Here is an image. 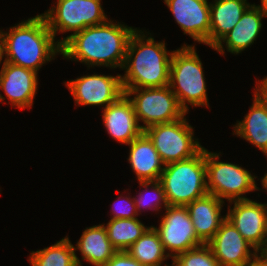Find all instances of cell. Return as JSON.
<instances>
[{
    "label": "cell",
    "mask_w": 267,
    "mask_h": 266,
    "mask_svg": "<svg viewBox=\"0 0 267 266\" xmlns=\"http://www.w3.org/2000/svg\"><path fill=\"white\" fill-rule=\"evenodd\" d=\"M135 30L112 20L86 27L59 41L61 55L65 59L85 63L88 67L122 68L130 37Z\"/></svg>",
    "instance_id": "1"
},
{
    "label": "cell",
    "mask_w": 267,
    "mask_h": 266,
    "mask_svg": "<svg viewBox=\"0 0 267 266\" xmlns=\"http://www.w3.org/2000/svg\"><path fill=\"white\" fill-rule=\"evenodd\" d=\"M136 29L131 35L121 76L123 89L158 88L169 85L173 51ZM147 37V38H146Z\"/></svg>",
    "instance_id": "2"
},
{
    "label": "cell",
    "mask_w": 267,
    "mask_h": 266,
    "mask_svg": "<svg viewBox=\"0 0 267 266\" xmlns=\"http://www.w3.org/2000/svg\"><path fill=\"white\" fill-rule=\"evenodd\" d=\"M0 36L4 43V61L37 73L46 61L61 53L59 40L55 41L42 14L10 27L9 32L0 30Z\"/></svg>",
    "instance_id": "3"
},
{
    "label": "cell",
    "mask_w": 267,
    "mask_h": 266,
    "mask_svg": "<svg viewBox=\"0 0 267 266\" xmlns=\"http://www.w3.org/2000/svg\"><path fill=\"white\" fill-rule=\"evenodd\" d=\"M159 182L169 206H186L208 194L205 148L190 159L166 164Z\"/></svg>",
    "instance_id": "4"
},
{
    "label": "cell",
    "mask_w": 267,
    "mask_h": 266,
    "mask_svg": "<svg viewBox=\"0 0 267 266\" xmlns=\"http://www.w3.org/2000/svg\"><path fill=\"white\" fill-rule=\"evenodd\" d=\"M169 86L186 113L187 103L193 107L209 106L203 66L195 46L184 44L173 51Z\"/></svg>",
    "instance_id": "5"
},
{
    "label": "cell",
    "mask_w": 267,
    "mask_h": 266,
    "mask_svg": "<svg viewBox=\"0 0 267 266\" xmlns=\"http://www.w3.org/2000/svg\"><path fill=\"white\" fill-rule=\"evenodd\" d=\"M220 153L205 149L207 190L220 200H247L245 193L259 190L255 178L248 170L239 165L219 162Z\"/></svg>",
    "instance_id": "6"
},
{
    "label": "cell",
    "mask_w": 267,
    "mask_h": 266,
    "mask_svg": "<svg viewBox=\"0 0 267 266\" xmlns=\"http://www.w3.org/2000/svg\"><path fill=\"white\" fill-rule=\"evenodd\" d=\"M193 127L185 115L173 122L156 124L144 132L152 140L163 163L183 161L197 155L204 147L193 138Z\"/></svg>",
    "instance_id": "7"
},
{
    "label": "cell",
    "mask_w": 267,
    "mask_h": 266,
    "mask_svg": "<svg viewBox=\"0 0 267 266\" xmlns=\"http://www.w3.org/2000/svg\"><path fill=\"white\" fill-rule=\"evenodd\" d=\"M132 101L141 128L176 121L186 115L170 86L158 88L123 89ZM132 95L133 98H130Z\"/></svg>",
    "instance_id": "8"
},
{
    "label": "cell",
    "mask_w": 267,
    "mask_h": 266,
    "mask_svg": "<svg viewBox=\"0 0 267 266\" xmlns=\"http://www.w3.org/2000/svg\"><path fill=\"white\" fill-rule=\"evenodd\" d=\"M42 15L54 38L58 31L74 34L108 20L101 0H57V5Z\"/></svg>",
    "instance_id": "9"
},
{
    "label": "cell",
    "mask_w": 267,
    "mask_h": 266,
    "mask_svg": "<svg viewBox=\"0 0 267 266\" xmlns=\"http://www.w3.org/2000/svg\"><path fill=\"white\" fill-rule=\"evenodd\" d=\"M154 229L159 234L165 251L174 259L178 254L204 244L196 235L189 212L185 206H169ZM171 252V253H169Z\"/></svg>",
    "instance_id": "10"
},
{
    "label": "cell",
    "mask_w": 267,
    "mask_h": 266,
    "mask_svg": "<svg viewBox=\"0 0 267 266\" xmlns=\"http://www.w3.org/2000/svg\"><path fill=\"white\" fill-rule=\"evenodd\" d=\"M233 208L225 215L243 238L257 252H265L267 246V204L253 200H235Z\"/></svg>",
    "instance_id": "11"
},
{
    "label": "cell",
    "mask_w": 267,
    "mask_h": 266,
    "mask_svg": "<svg viewBox=\"0 0 267 266\" xmlns=\"http://www.w3.org/2000/svg\"><path fill=\"white\" fill-rule=\"evenodd\" d=\"M77 105H105L116 102L124 93L121 75H86L64 82Z\"/></svg>",
    "instance_id": "12"
},
{
    "label": "cell",
    "mask_w": 267,
    "mask_h": 266,
    "mask_svg": "<svg viewBox=\"0 0 267 266\" xmlns=\"http://www.w3.org/2000/svg\"><path fill=\"white\" fill-rule=\"evenodd\" d=\"M207 245L212 250L219 266H245L257 254L254 247L227 219L221 223ZM249 248H253V253Z\"/></svg>",
    "instance_id": "13"
},
{
    "label": "cell",
    "mask_w": 267,
    "mask_h": 266,
    "mask_svg": "<svg viewBox=\"0 0 267 266\" xmlns=\"http://www.w3.org/2000/svg\"><path fill=\"white\" fill-rule=\"evenodd\" d=\"M207 1L164 0L184 34L206 45L210 34V2Z\"/></svg>",
    "instance_id": "14"
},
{
    "label": "cell",
    "mask_w": 267,
    "mask_h": 266,
    "mask_svg": "<svg viewBox=\"0 0 267 266\" xmlns=\"http://www.w3.org/2000/svg\"><path fill=\"white\" fill-rule=\"evenodd\" d=\"M38 73L22 66L3 62L0 70V89L12 106L31 108L38 87Z\"/></svg>",
    "instance_id": "15"
},
{
    "label": "cell",
    "mask_w": 267,
    "mask_h": 266,
    "mask_svg": "<svg viewBox=\"0 0 267 266\" xmlns=\"http://www.w3.org/2000/svg\"><path fill=\"white\" fill-rule=\"evenodd\" d=\"M102 117L108 134L123 144L128 145L144 132L136 118L133 103L126 94L104 108Z\"/></svg>",
    "instance_id": "16"
},
{
    "label": "cell",
    "mask_w": 267,
    "mask_h": 266,
    "mask_svg": "<svg viewBox=\"0 0 267 266\" xmlns=\"http://www.w3.org/2000/svg\"><path fill=\"white\" fill-rule=\"evenodd\" d=\"M264 17L267 16L259 6L250 5L234 28L213 49L223 55L225 51L223 44L225 43L227 52L229 51L232 54L241 53L256 41L263 26L262 18Z\"/></svg>",
    "instance_id": "17"
},
{
    "label": "cell",
    "mask_w": 267,
    "mask_h": 266,
    "mask_svg": "<svg viewBox=\"0 0 267 266\" xmlns=\"http://www.w3.org/2000/svg\"><path fill=\"white\" fill-rule=\"evenodd\" d=\"M224 201L212 194L195 199L187 208L197 237L207 244L218 231L226 216L221 217Z\"/></svg>",
    "instance_id": "18"
},
{
    "label": "cell",
    "mask_w": 267,
    "mask_h": 266,
    "mask_svg": "<svg viewBox=\"0 0 267 266\" xmlns=\"http://www.w3.org/2000/svg\"><path fill=\"white\" fill-rule=\"evenodd\" d=\"M128 162L139 182L159 181L165 164L161 160L152 140L143 132L129 144Z\"/></svg>",
    "instance_id": "19"
},
{
    "label": "cell",
    "mask_w": 267,
    "mask_h": 266,
    "mask_svg": "<svg viewBox=\"0 0 267 266\" xmlns=\"http://www.w3.org/2000/svg\"><path fill=\"white\" fill-rule=\"evenodd\" d=\"M247 0H214L210 3V34L208 46L214 48L241 19L251 5Z\"/></svg>",
    "instance_id": "20"
},
{
    "label": "cell",
    "mask_w": 267,
    "mask_h": 266,
    "mask_svg": "<svg viewBox=\"0 0 267 266\" xmlns=\"http://www.w3.org/2000/svg\"><path fill=\"white\" fill-rule=\"evenodd\" d=\"M74 249L81 252L82 260L94 266H103L117 252L107 236L104 224L86 228Z\"/></svg>",
    "instance_id": "21"
},
{
    "label": "cell",
    "mask_w": 267,
    "mask_h": 266,
    "mask_svg": "<svg viewBox=\"0 0 267 266\" xmlns=\"http://www.w3.org/2000/svg\"><path fill=\"white\" fill-rule=\"evenodd\" d=\"M249 113L237 121L233 133L256 146L267 157V108L254 94Z\"/></svg>",
    "instance_id": "22"
},
{
    "label": "cell",
    "mask_w": 267,
    "mask_h": 266,
    "mask_svg": "<svg viewBox=\"0 0 267 266\" xmlns=\"http://www.w3.org/2000/svg\"><path fill=\"white\" fill-rule=\"evenodd\" d=\"M126 251L143 266H162L170 257L154 226H150Z\"/></svg>",
    "instance_id": "23"
},
{
    "label": "cell",
    "mask_w": 267,
    "mask_h": 266,
    "mask_svg": "<svg viewBox=\"0 0 267 266\" xmlns=\"http://www.w3.org/2000/svg\"><path fill=\"white\" fill-rule=\"evenodd\" d=\"M28 260L32 266H82L68 236L47 248L32 251Z\"/></svg>",
    "instance_id": "24"
},
{
    "label": "cell",
    "mask_w": 267,
    "mask_h": 266,
    "mask_svg": "<svg viewBox=\"0 0 267 266\" xmlns=\"http://www.w3.org/2000/svg\"><path fill=\"white\" fill-rule=\"evenodd\" d=\"M107 236L117 251H126L149 228L138 218L110 219L105 226Z\"/></svg>",
    "instance_id": "25"
},
{
    "label": "cell",
    "mask_w": 267,
    "mask_h": 266,
    "mask_svg": "<svg viewBox=\"0 0 267 266\" xmlns=\"http://www.w3.org/2000/svg\"><path fill=\"white\" fill-rule=\"evenodd\" d=\"M173 260L178 266H219L207 244L180 253Z\"/></svg>",
    "instance_id": "26"
},
{
    "label": "cell",
    "mask_w": 267,
    "mask_h": 266,
    "mask_svg": "<svg viewBox=\"0 0 267 266\" xmlns=\"http://www.w3.org/2000/svg\"><path fill=\"white\" fill-rule=\"evenodd\" d=\"M140 186L144 187V193L140 192L137 197H133L134 203L136 205L137 211L140 212L141 208H148L153 211H159V208H162V204H164V208L168 207V203L166 200L165 192L163 190L162 184L159 181H151V182H139ZM150 192L152 193L153 201H148V195L146 192L150 193L147 189L150 188ZM146 190V192H145ZM154 195V196H153ZM147 196V197H146ZM147 198V199H146ZM153 202V203H152Z\"/></svg>",
    "instance_id": "27"
},
{
    "label": "cell",
    "mask_w": 267,
    "mask_h": 266,
    "mask_svg": "<svg viewBox=\"0 0 267 266\" xmlns=\"http://www.w3.org/2000/svg\"><path fill=\"white\" fill-rule=\"evenodd\" d=\"M117 198L120 200H116L115 203L117 204L115 205V203H113L112 205L113 207H112L111 214H113V217L111 219L137 218L139 212L137 211L136 205L134 203V199L130 198V196L128 197L126 196L125 198L122 196H119Z\"/></svg>",
    "instance_id": "28"
},
{
    "label": "cell",
    "mask_w": 267,
    "mask_h": 266,
    "mask_svg": "<svg viewBox=\"0 0 267 266\" xmlns=\"http://www.w3.org/2000/svg\"><path fill=\"white\" fill-rule=\"evenodd\" d=\"M103 266H143L132 258L127 251H117Z\"/></svg>",
    "instance_id": "29"
},
{
    "label": "cell",
    "mask_w": 267,
    "mask_h": 266,
    "mask_svg": "<svg viewBox=\"0 0 267 266\" xmlns=\"http://www.w3.org/2000/svg\"><path fill=\"white\" fill-rule=\"evenodd\" d=\"M261 82V83H260ZM254 94L262 101L267 108V77L257 82Z\"/></svg>",
    "instance_id": "30"
},
{
    "label": "cell",
    "mask_w": 267,
    "mask_h": 266,
    "mask_svg": "<svg viewBox=\"0 0 267 266\" xmlns=\"http://www.w3.org/2000/svg\"><path fill=\"white\" fill-rule=\"evenodd\" d=\"M245 266H267L266 252H257V254Z\"/></svg>",
    "instance_id": "31"
},
{
    "label": "cell",
    "mask_w": 267,
    "mask_h": 266,
    "mask_svg": "<svg viewBox=\"0 0 267 266\" xmlns=\"http://www.w3.org/2000/svg\"><path fill=\"white\" fill-rule=\"evenodd\" d=\"M5 56V52H4V43H3V40L0 36V64L2 63V59L3 57Z\"/></svg>",
    "instance_id": "32"
},
{
    "label": "cell",
    "mask_w": 267,
    "mask_h": 266,
    "mask_svg": "<svg viewBox=\"0 0 267 266\" xmlns=\"http://www.w3.org/2000/svg\"><path fill=\"white\" fill-rule=\"evenodd\" d=\"M260 9L265 13L267 16V0H261V5H258Z\"/></svg>",
    "instance_id": "33"
},
{
    "label": "cell",
    "mask_w": 267,
    "mask_h": 266,
    "mask_svg": "<svg viewBox=\"0 0 267 266\" xmlns=\"http://www.w3.org/2000/svg\"><path fill=\"white\" fill-rule=\"evenodd\" d=\"M261 180H262L261 183H262L263 188L267 190V173H265L264 177H262Z\"/></svg>",
    "instance_id": "34"
},
{
    "label": "cell",
    "mask_w": 267,
    "mask_h": 266,
    "mask_svg": "<svg viewBox=\"0 0 267 266\" xmlns=\"http://www.w3.org/2000/svg\"><path fill=\"white\" fill-rule=\"evenodd\" d=\"M164 266H169V265L165 264ZM172 266H178V265L175 263L174 260H172Z\"/></svg>",
    "instance_id": "35"
},
{
    "label": "cell",
    "mask_w": 267,
    "mask_h": 266,
    "mask_svg": "<svg viewBox=\"0 0 267 266\" xmlns=\"http://www.w3.org/2000/svg\"><path fill=\"white\" fill-rule=\"evenodd\" d=\"M4 99H5V98L2 96V94H0V102H1V101L3 102Z\"/></svg>",
    "instance_id": "36"
}]
</instances>
